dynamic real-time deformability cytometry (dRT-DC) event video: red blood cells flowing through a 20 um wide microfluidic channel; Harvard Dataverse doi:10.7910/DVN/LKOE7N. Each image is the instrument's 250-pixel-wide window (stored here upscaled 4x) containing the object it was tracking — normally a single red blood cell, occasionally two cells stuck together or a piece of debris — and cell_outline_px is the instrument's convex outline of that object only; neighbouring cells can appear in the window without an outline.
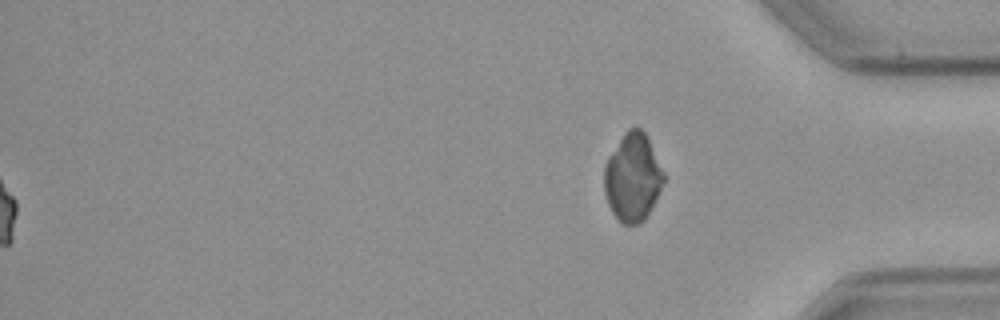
{"species": "common noctule bat (a hibernating species)", "species_latin": "Nyctalus noctula", "temperature_condition": "cold", "stored_images_in_passage": 57, "segment_of_instrument_passage": [2, 2], "camera_frame_rate_fps": 3000, "um_per_image_px": 0.085, "animal": {"sex": "male", "body_mass_g": 23.1, "forearm_length_mm": 52.7}, "frame": {"image": 1, "passage_image": 57, "time_ms": 18.667, "image_size_px": [1000, 320], "cell_outline_px": [[664, 180], [644, 220], [640, 224], [620, 224], [612, 212], [608, 204], [604, 192], [604, 164], [608, 156], [624, 132], [628, 128], [640, 128], [644, 132], [664, 172]], "centroid_in_image_um": [53.73, 15.08], "position_along_channel_um": 381.5, "area_um2": 30.17}}